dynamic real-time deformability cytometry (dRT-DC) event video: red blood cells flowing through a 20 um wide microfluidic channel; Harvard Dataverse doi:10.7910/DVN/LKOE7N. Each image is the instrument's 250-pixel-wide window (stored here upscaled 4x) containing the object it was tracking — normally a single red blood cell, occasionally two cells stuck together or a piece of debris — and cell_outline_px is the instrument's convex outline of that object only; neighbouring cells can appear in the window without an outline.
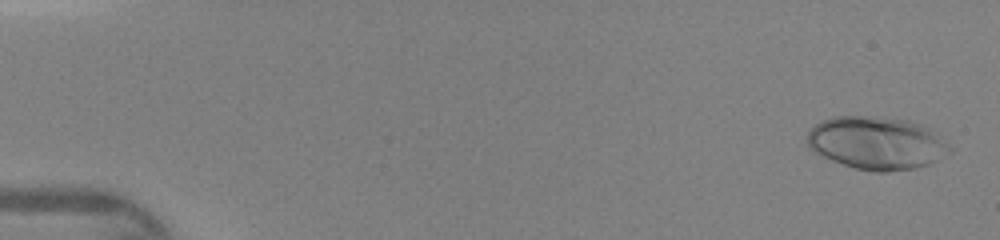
{"species": "human", "species_latin": "Homo sapiens", "temperature_condition": "warm", "stored_images_in_passage": 46, "camera_frame_rate_fps": 3000, "um_per_image_px": 0.085, "donor": {"sex": "female"}, "frame": {"image": 1, "passage_image": 2, "time_ms": 0.333, "image_size_px": [1000, 240], "cell_outline_px": [[952, 152], [940, 160], [916, 168], [888, 172], [876, 172], [856, 168], [832, 160], [816, 152], [808, 144], [808, 132], [816, 124], [824, 120], [836, 116], [872, 116], [908, 120], [920, 124], [928, 128], [952, 148]], "centroid_in_image_um": [74.55, 12.16], "position_along_channel_um": 10.4, "area_um2": 43.52}}
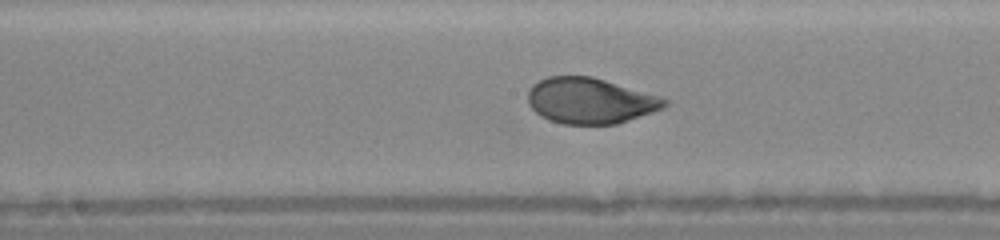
{"frame": {"image": 2, "passage_image": 25, "time_ms": 8.0, "image_size_px": [1000, 240], "cell_outline_px": [[668, 104], [664, 108], [616, 124], [564, 124], [548, 120], [540, 116], [528, 104], [528, 92], [532, 84], [548, 76], [592, 76], [660, 96], [668, 100]], "centroid_in_image_um": [50.15, 8.56], "position_along_channel_um": 198.1, "area_um2": 36.47}}
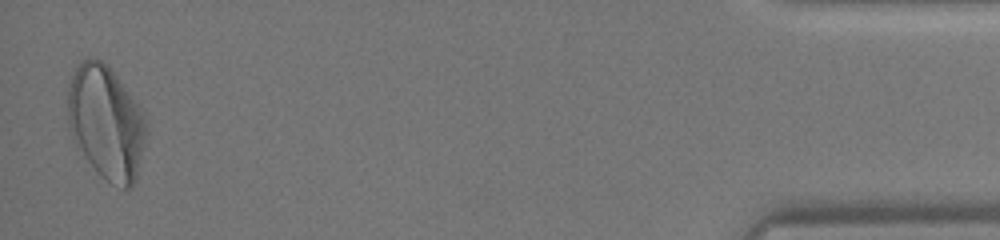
{"frame": {"image": 3, "passage_image": 46, "time_ms": 15.0, "image_size_px": [1000, 240], "cell_outline_px": [[148, 132], [136, 176], [132, 184], [128, 188], [124, 188], [112, 184], [100, 176], [88, 160], [72, 136], [68, 120], [68, 88], [72, 76], [80, 60], [88, 56], [92, 56], [108, 64], [144, 112], [148, 128]], "centroid_in_image_um": [9.04, 10.36], "position_along_channel_um": 426.2, "area_um2": 51.9}}